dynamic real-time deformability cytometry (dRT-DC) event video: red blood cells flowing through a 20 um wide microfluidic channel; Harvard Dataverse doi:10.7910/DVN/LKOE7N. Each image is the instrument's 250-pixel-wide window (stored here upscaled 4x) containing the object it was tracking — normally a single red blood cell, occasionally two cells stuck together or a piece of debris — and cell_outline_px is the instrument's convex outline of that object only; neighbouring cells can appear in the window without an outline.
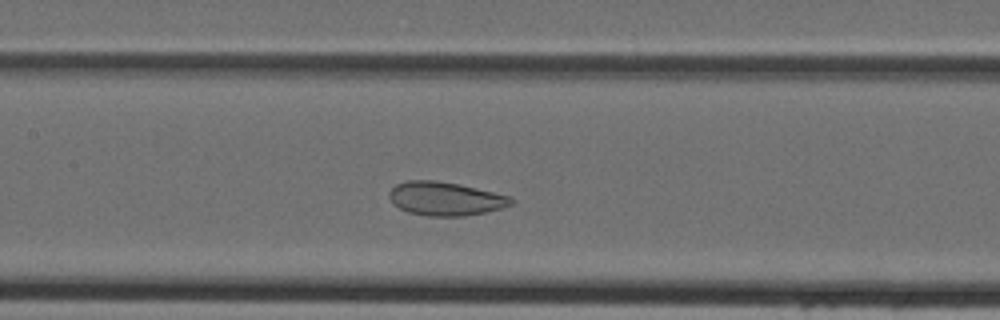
{"species": "Egyptian fruit bat (a non-hibernating species)", "species_latin": "Rousettus aegyptiacus", "temperature_condition": "cold", "stored_images_in_passage": 34, "camera_frame_rate_fps": 3000, "um_per_image_px": 0.085, "animal": {"sex": "female"}, "frame": {"image": 1, "passage_image": 10, "time_ms": 3.0, "image_size_px": [1000, 320], "cell_outline_px": [[516, 200], [512, 204], [504, 208], [464, 216], [428, 216], [408, 212], [392, 204], [388, 196], [388, 192], [396, 184], [408, 180], [436, 180], [460, 184], [512, 196]], "centroid_in_image_um": [37.87, 16.88], "position_along_channel_um": 169.5, "area_um2": 24.22}}
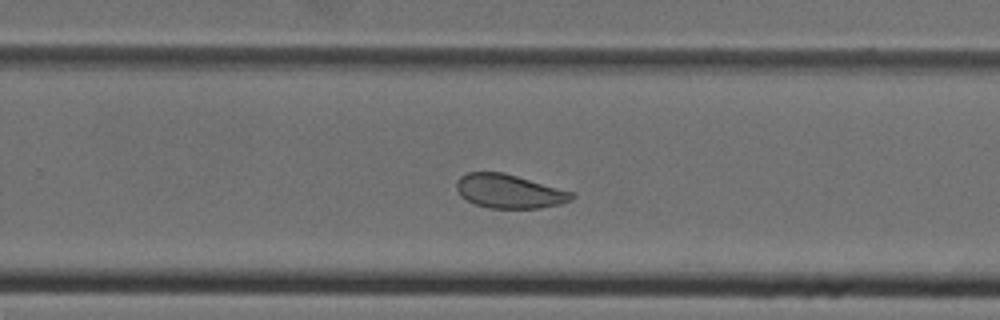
{"frame": {"image": 2, "passage_image": 18, "time_ms": 5.667, "image_size_px": [1000, 320], "cell_outline_px": [[576, 196], [560, 204], [540, 208], [488, 208], [476, 204], [460, 196], [456, 188], [456, 180], [460, 176], [468, 172], [504, 172], [572, 192]], "centroid_in_image_um": [43.24, 16.25], "position_along_channel_um": 286.6, "area_um2": 22.6}}
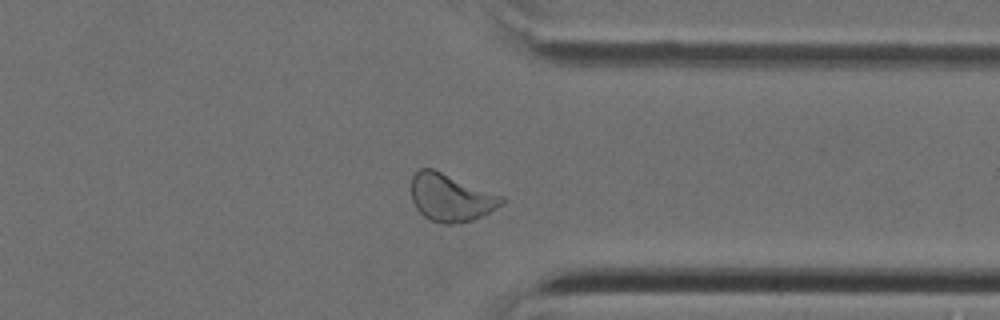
{"frame": {"image": 3, "passage_image": 24, "time_ms": 7.667, "image_size_px": [1000, 320], "cell_outline_px": [[504, 200], [496, 208], [472, 220], [460, 224], [444, 224], [432, 220], [424, 216], [416, 208], [412, 200], [412, 176], [420, 168], [432, 168], [504, 196]], "centroid_in_image_um": [38.3, 16.79], "position_along_channel_um": 373.1, "area_um2": 24.85}}